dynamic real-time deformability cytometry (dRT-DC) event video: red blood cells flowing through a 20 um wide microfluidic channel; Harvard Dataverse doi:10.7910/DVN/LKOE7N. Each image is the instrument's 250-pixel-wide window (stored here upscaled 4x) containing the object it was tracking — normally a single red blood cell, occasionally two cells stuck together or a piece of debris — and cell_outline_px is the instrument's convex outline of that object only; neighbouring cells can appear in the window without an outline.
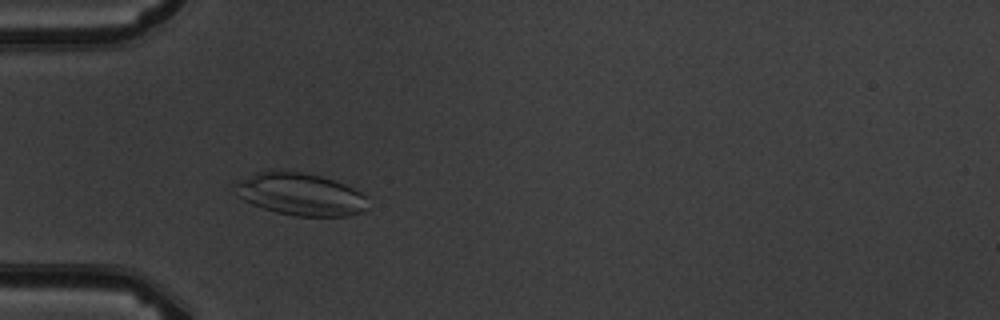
{"species": "common noctule bat (a hibernating species)", "species_latin": "Nyctalus noctula", "temperature_condition": "warm", "stored_images_in_passage": 3, "camera_frame_rate_fps": 3000, "um_per_image_px": 0.085, "animal": {"sex": "male", "body_mass_g": 19.5, "forearm_length_mm": 54.6}, "frame": {"image": 1, "passage_image": 2, "time_ms": 1.0, "image_size_px": [1000, 320], "cell_outline_px": [[368, 208], [360, 212], [348, 216], [296, 216], [276, 212], [252, 204], [236, 196], [232, 184], [256, 172], [304, 172], [320, 176], [344, 184], [360, 192], [364, 196]], "centroid_in_image_um": [25.49, 16.53], "position_along_channel_um": 59.5, "area_um2": 32.43}}